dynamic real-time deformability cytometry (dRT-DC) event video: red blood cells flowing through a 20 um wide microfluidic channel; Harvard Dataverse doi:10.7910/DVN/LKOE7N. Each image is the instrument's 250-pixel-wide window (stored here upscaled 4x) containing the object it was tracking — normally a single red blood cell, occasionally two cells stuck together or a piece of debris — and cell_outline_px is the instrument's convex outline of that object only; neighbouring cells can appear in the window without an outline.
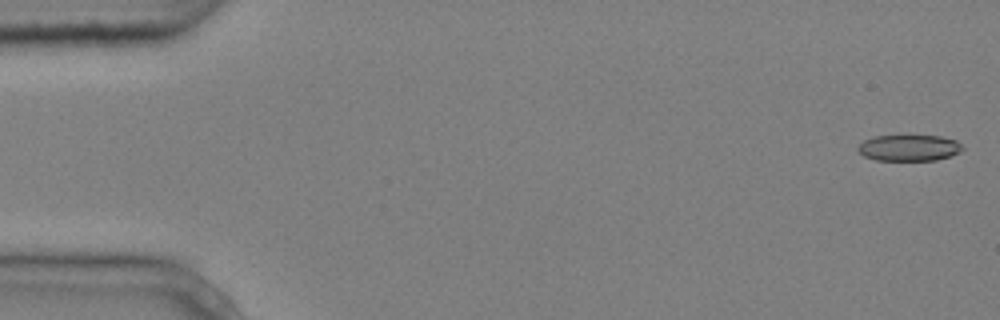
{"species": "common noctule bat (a hibernating species)", "species_latin": "Nyctalus noctula", "temperature_condition": "cold", "stored_images_in_passage": 6, "camera_frame_rate_fps": 3000, "um_per_image_px": 0.085, "animal": {"sex": "male", "body_mass_g": 20.4}, "frame": {"image": 1, "passage_image": 1, "time_ms": 0.0, "image_size_px": [1000, 320], "cell_outline_px": [[964, 148], [960, 152], [936, 160], [876, 160], [864, 156], [856, 148], [864, 140], [872, 136], [940, 136], [956, 140]], "centroid_in_image_um": [77.25, 12.56], "position_along_channel_um": 7.7, "area_um2": 15.84}}
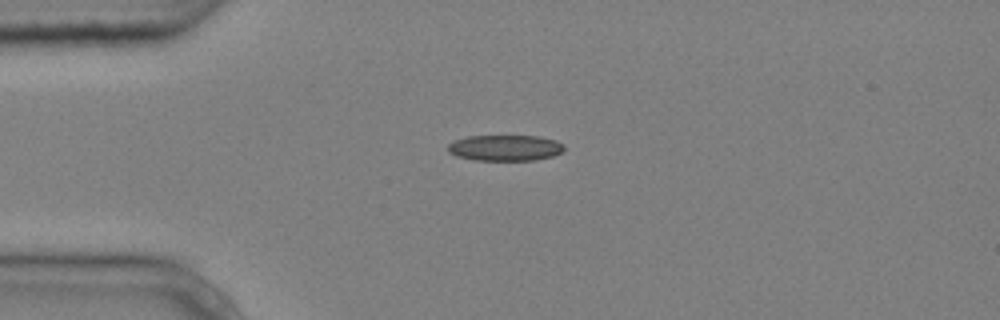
{"frame": {"image": 2, "passage_image": 4, "time_ms": 1.0, "image_size_px": [1000, 320], "cell_outline_px": [[564, 148], [560, 152], [552, 156], [536, 160], [476, 160], [456, 156], [448, 152], [448, 144], [452, 140], [468, 136], [540, 136], [556, 140], [564, 144]], "centroid_in_image_um": [42.91, 12.56], "position_along_channel_um": 42.1, "area_um2": 17.63}}
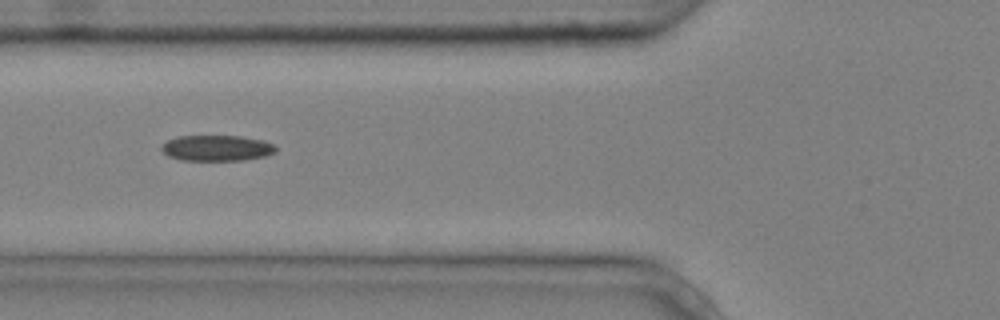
{"frame": {"image": 3, "passage_image": 6, "time_ms": 1.667, "image_size_px": [1000, 320], "cell_outline_px": [[276, 152], [264, 156], [244, 160], [180, 160], [168, 156], [160, 148], [168, 140], [176, 136], [240, 136], [264, 140], [272, 144], [276, 148]], "centroid_in_image_um": [18.42, 12.58], "position_along_channel_um": 107.4, "area_um2": 17.11}}